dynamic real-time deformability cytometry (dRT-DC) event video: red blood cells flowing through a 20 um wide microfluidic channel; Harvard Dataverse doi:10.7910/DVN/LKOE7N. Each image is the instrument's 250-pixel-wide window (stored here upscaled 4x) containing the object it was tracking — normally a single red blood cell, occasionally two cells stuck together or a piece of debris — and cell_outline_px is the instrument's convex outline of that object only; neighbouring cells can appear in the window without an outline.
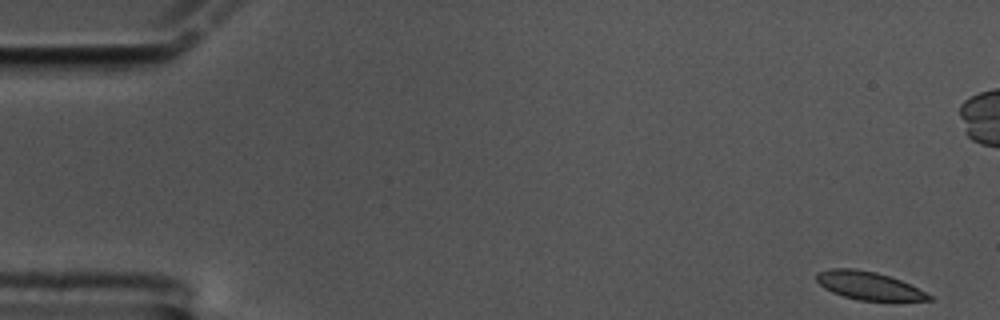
{"species": "common noctule bat (a hibernating species)", "species_latin": "Nyctalus noctula", "temperature_condition": "cold", "stored_images_in_passage": 60, "camera_frame_rate_fps": 3000, "um_per_image_px": 0.085, "animal": {"sex": "male", "body_mass_g": 17.5, "forearm_length_mm": 52.3}, "frame": {"image": 1, "passage_image": 1, "time_ms": 0.0, "image_size_px": [1000, 320], "cell_outline_px": [[932, 300], [860, 300], [844, 296], [832, 292], [824, 288], [816, 280], [816, 272], [832, 268], [852, 268], [876, 272], [900, 280], [932, 296]], "centroid_in_image_um": [73.77, 24.26], "position_along_channel_um": 11.2, "area_um2": 17.98}}
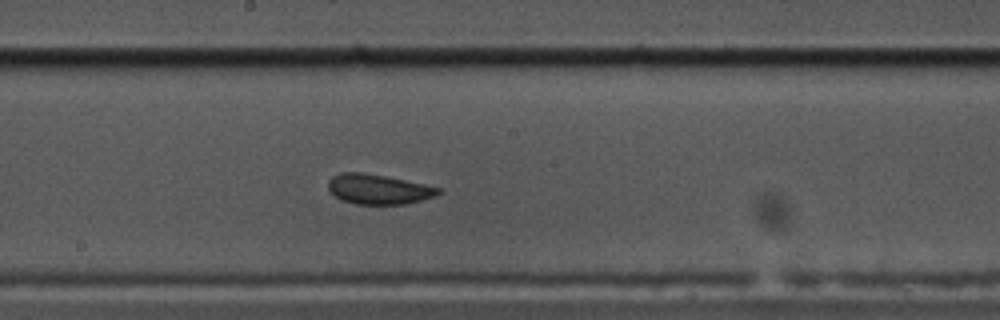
{"frame": {"image": 2, "passage_image": 31, "time_ms": 10.0, "image_size_px": [1000, 320], "cell_outline_px": [[444, 192], [436, 196], [404, 204], [356, 204], [340, 200], [328, 188], [328, 180], [332, 176], [340, 172], [364, 172], [424, 184], [440, 188]], "centroid_in_image_um": [32.16, 16.08], "position_along_channel_um": 216.0, "area_um2": 19.19}}
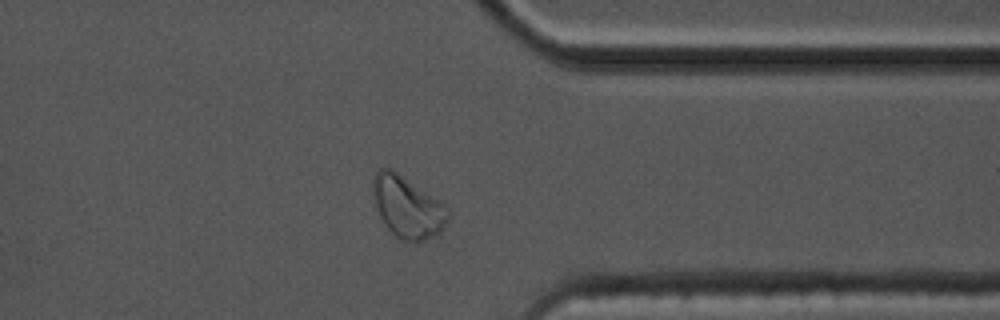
{"frame": {"image": 3, "passage_image": 46, "time_ms": 15.0, "image_size_px": [1000, 320], "cell_outline_px": [[448, 220], [440, 232], [424, 240], [404, 240], [396, 236], [384, 224], [380, 216], [376, 204], [372, 188], [372, 176], [380, 168], [388, 168], [396, 172], [444, 204], [448, 208]], "centroid_in_image_um": [34.61, 17.59], "position_along_channel_um": 376.8, "area_um2": 26.18}, "authors_computed_cell_mechanics": {"area_um2": 19.5942, "velocity_mm_per_s": 3.3185, "shape_relaxation_time_tau1_ms": 11.3141, "shape_relaxation_time_tau2_ms": 1.233, "deformation_change_tau1": 0.1474, "deformation_change_tau2": 0.0642}}